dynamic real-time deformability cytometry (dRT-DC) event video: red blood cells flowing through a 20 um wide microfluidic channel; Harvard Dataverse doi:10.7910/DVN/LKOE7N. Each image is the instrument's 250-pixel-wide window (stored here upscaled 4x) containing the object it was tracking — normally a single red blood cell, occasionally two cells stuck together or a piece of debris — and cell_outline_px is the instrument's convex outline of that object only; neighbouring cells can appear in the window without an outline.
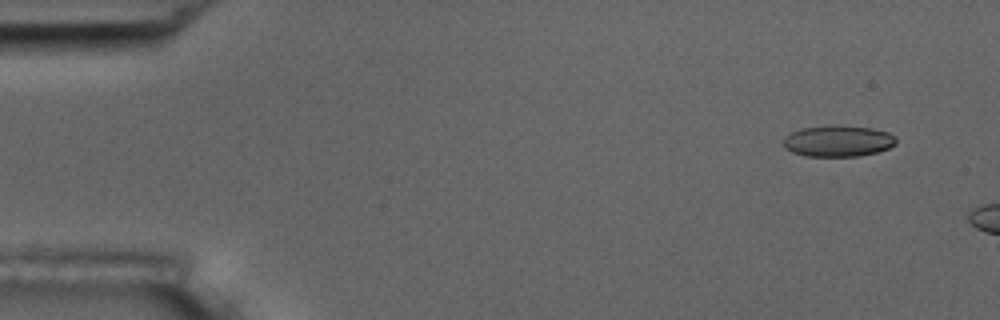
{"species": "common noctule bat (a hibernating species)", "species_latin": "Nyctalus noctula", "temperature_condition": "room temperature", "stored_images_in_passage": 3, "camera_frame_rate_fps": 3000, "um_per_image_px": 0.085, "animal": {"sex": "male", "body_mass_g": 17.5, "forearm_length_mm": 52.3}, "frame": {"image": 1, "passage_image": 1, "time_ms": 0.0, "image_size_px": [1000, 320], "cell_outline_px": [[896, 144], [888, 148], [876, 152], [860, 156], [804, 156], [792, 152], [784, 148], [784, 136], [800, 128], [832, 124], [840, 124], [872, 128], [888, 132], [896, 136]], "centroid_in_image_um": [71.23, 11.97], "position_along_channel_um": 13.8, "area_um2": 20.92}}